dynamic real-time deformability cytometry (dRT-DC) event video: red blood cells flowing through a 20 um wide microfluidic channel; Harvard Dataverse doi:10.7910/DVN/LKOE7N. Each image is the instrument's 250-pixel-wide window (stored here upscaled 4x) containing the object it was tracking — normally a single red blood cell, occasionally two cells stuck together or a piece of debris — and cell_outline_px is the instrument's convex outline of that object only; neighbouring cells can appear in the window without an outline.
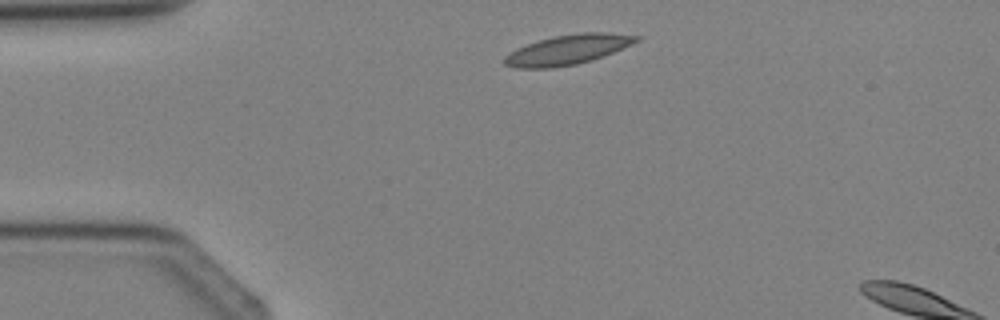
{"species": "Egyptian fruit bat (a non-hibernating species)", "species_latin": "Rousettus aegyptiacus", "temperature_condition": "cold", "stored_images_in_passage": 2, "camera_frame_rate_fps": 3000, "um_per_image_px": 0.085, "animal": {"sex": "female"}, "frame": {"image": 1, "passage_image": 1, "time_ms": 0.0, "image_size_px": [1000, 320], "cell_outline_px": [[644, 36], [640, 40], [604, 56], [592, 60], [576, 64], [552, 68], [516, 68], [504, 64], [504, 56], [508, 52], [516, 48], [552, 36], [580, 32], [608, 32]], "centroid_in_image_um": [48.27, 4.21], "position_along_channel_um": 36.7, "area_um2": 23.06}}